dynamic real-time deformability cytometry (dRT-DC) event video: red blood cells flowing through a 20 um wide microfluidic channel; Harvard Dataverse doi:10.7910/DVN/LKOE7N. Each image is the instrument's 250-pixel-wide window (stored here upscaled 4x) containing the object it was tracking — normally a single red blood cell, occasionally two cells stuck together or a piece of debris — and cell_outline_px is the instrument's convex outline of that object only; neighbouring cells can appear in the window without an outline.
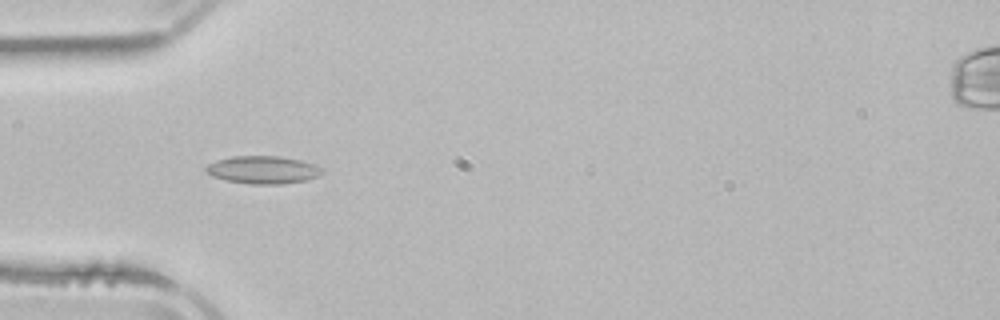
{"species": "common noctule bat (a hibernating species)", "species_latin": "Nyctalus noctula", "temperature_condition": "room temperature", "stored_images_in_passage": 2, "camera_frame_rate_fps": 3000, "um_per_image_px": 0.085, "animal": {"sex": "male", "body_mass_g": 21.5, "forearm_length_mm": 52.0}, "frame": {"image": 1, "passage_image": 1, "time_ms": 0.0, "image_size_px": [1000, 320], "cell_outline_px": [[324, 172], [316, 176], [304, 180], [284, 184], [252, 184], [224, 180], [212, 176], [204, 168], [208, 164], [216, 160], [232, 156], [280, 156], [300, 160], [324, 168]], "centroid_in_image_um": [22.33, 14.43], "position_along_channel_um": 62.7, "area_um2": 18.73}}
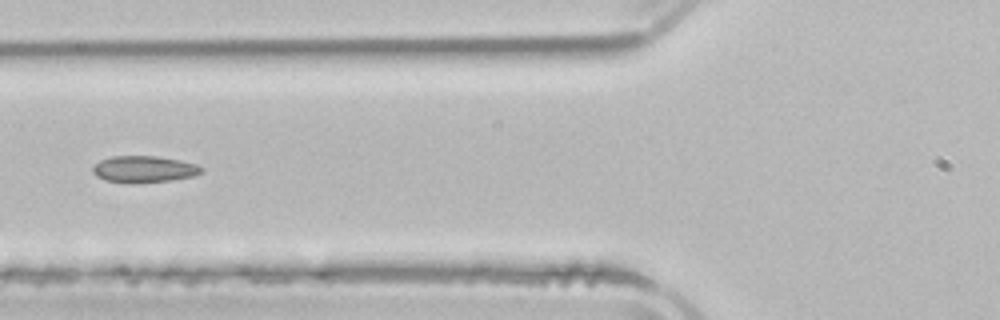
{"frame": {"image": 2, "passage_image": 2, "time_ms": 1.333, "image_size_px": [1000, 320], "cell_outline_px": [[204, 172], [192, 176], [172, 180], [132, 184], [104, 180], [96, 176], [92, 172], [92, 168], [100, 160], [112, 156], [156, 156], [180, 160], [196, 164], [204, 168]], "centroid_in_image_um": [12.24, 14.39], "position_along_channel_um": 113.6, "area_um2": 17.05}}